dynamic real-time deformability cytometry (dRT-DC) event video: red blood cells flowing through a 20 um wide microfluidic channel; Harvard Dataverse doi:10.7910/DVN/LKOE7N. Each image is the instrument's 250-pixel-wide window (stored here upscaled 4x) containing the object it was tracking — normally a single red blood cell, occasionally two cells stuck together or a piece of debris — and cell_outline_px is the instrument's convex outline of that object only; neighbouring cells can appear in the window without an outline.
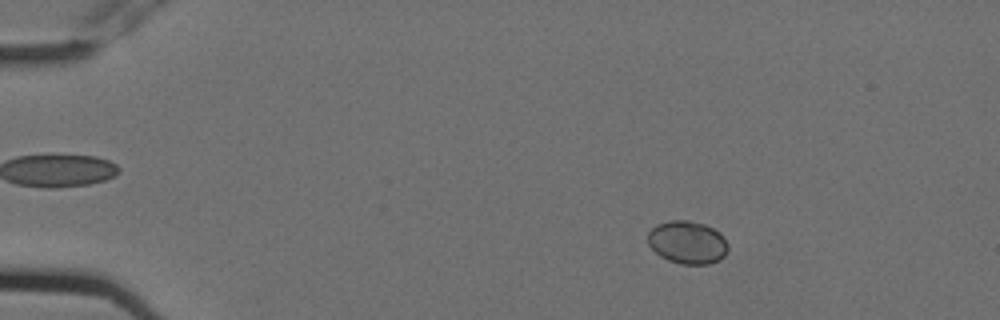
{"species": "Egyptian fruit bat (a non-hibernating species)", "species_latin": "Rousettus aegyptiacus", "temperature_condition": "cold", "stored_images_in_passage": 8, "camera_frame_rate_fps": 3000, "um_per_image_px": 0.085, "animal": {"sex": "female"}, "frame": {"image": 1, "passage_image": 2, "time_ms": 0.333, "image_size_px": [1000, 320], "cell_outline_px": [[728, 252], [720, 260], [708, 264], [680, 264], [668, 260], [660, 256], [648, 244], [648, 232], [656, 224], [668, 220], [688, 220], [704, 224], [720, 232], [724, 236], [728, 244]], "centroid_in_image_um": [58.45, 20.6], "position_along_channel_um": 26.6, "area_um2": 20.29}}
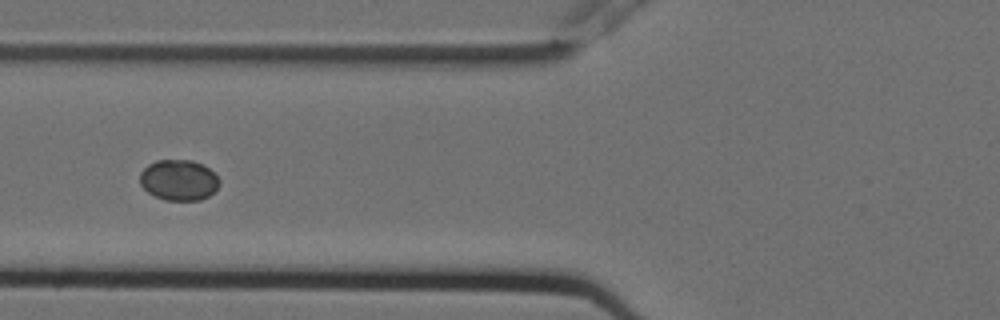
{"frame": {"image": 2, "passage_image": 6, "time_ms": 1.667, "image_size_px": [1000, 320], "cell_outline_px": [[220, 184], [208, 196], [200, 200], [164, 200], [148, 192], [140, 184], [140, 172], [148, 164], [156, 160], [192, 160], [208, 168], [220, 180]], "centroid_in_image_um": [15.17, 15.3], "position_along_channel_um": 110.6, "area_um2": 18.73}}
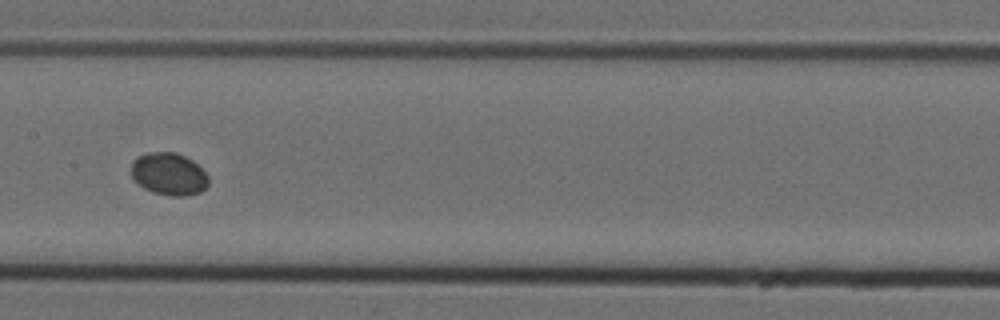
{"frame": {"image": 3, "passage_image": 8, "time_ms": 2.333, "image_size_px": [1000, 320], "cell_outline_px": [[208, 184], [200, 192], [184, 196], [172, 196], [152, 192], [144, 188], [132, 176], [132, 160], [148, 152], [176, 152], [192, 160], [208, 176]], "centroid_in_image_um": [14.35, 14.79], "position_along_channel_um": 193.0, "area_um2": 18.84}}